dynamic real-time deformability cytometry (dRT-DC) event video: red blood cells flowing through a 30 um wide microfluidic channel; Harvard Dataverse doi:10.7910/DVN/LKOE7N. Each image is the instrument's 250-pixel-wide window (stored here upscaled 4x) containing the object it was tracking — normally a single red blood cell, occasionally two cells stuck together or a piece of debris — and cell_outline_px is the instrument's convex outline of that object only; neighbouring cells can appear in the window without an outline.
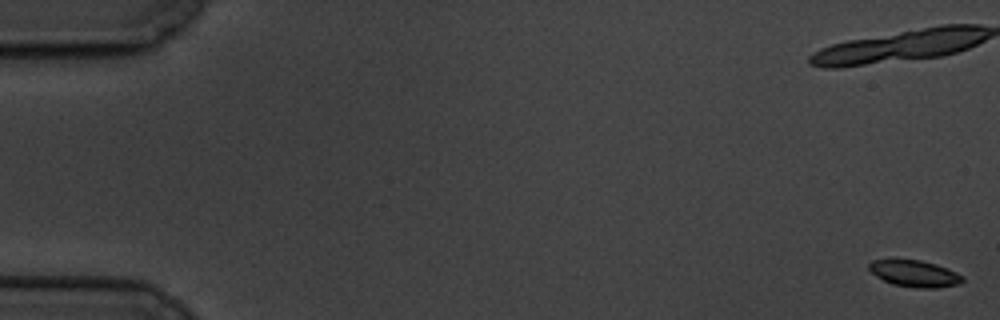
{"species": "common noctule bat (a hibernating species)", "species_latin": "Nyctalus noctula", "temperature_condition": "cold", "stored_images_in_passage": 12, "camera_frame_rate_fps": 3000, "um_per_image_px": 0.085, "animal": {"sex": "male", "body_mass_g": 19.5, "forearm_length_mm": 54.6}, "frame": {"image": 1, "passage_image": 1, "time_ms": 0.0, "image_size_px": [1000, 320], "cell_outline_px": [[964, 280], [960, 284], [936, 288], [916, 288], [892, 284], [876, 276], [868, 268], [868, 264], [872, 260], [920, 260], [936, 264], [948, 268], [964, 276]], "centroid_in_image_um": [77.78, 23.26], "position_along_channel_um": 7.2, "area_um2": 14.51}}